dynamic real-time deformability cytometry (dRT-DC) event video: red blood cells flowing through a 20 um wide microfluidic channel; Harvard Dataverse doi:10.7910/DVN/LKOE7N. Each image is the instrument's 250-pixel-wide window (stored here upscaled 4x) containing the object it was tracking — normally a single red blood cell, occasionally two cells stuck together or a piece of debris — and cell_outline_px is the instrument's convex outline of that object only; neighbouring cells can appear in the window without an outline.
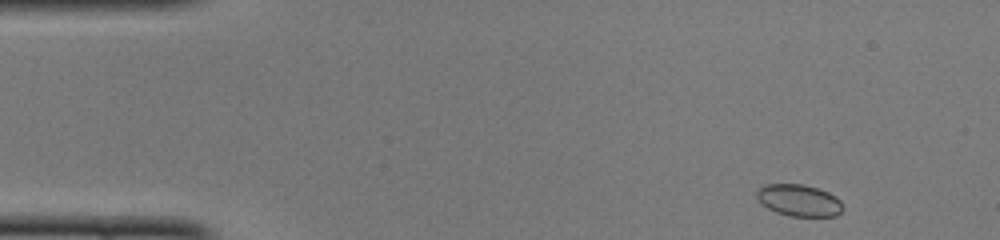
{"species": "common noctule bat (a hibernating species)", "species_latin": "Nyctalus noctula", "temperature_condition": "cold", "stored_images_in_passage": 45, "camera_frame_rate_fps": 3000, "um_per_image_px": 0.085, "animal": {"sex": "female", "body_mass_g": 22.0, "forearm_length_mm": 56.7}, "frame": {"image": 1, "passage_image": 1, "time_ms": 0.0, "image_size_px": [1000, 240], "cell_outline_px": [[844, 208], [836, 216], [788, 216], [776, 212], [760, 204], [756, 196], [756, 192], [764, 184], [804, 184], [828, 192], [836, 196], [840, 200]], "centroid_in_image_um": [67.9, 17.03], "position_along_channel_um": 17.1, "area_um2": 16.07}}
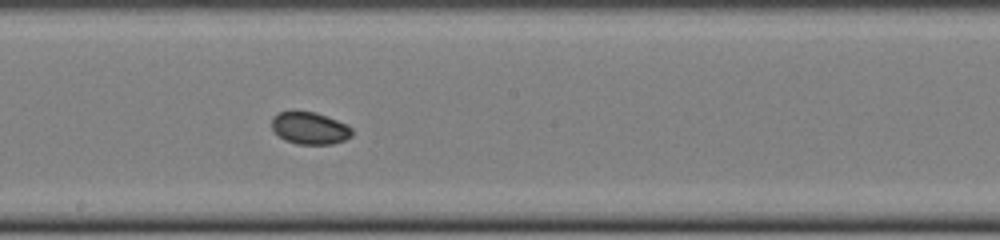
{"frame": {"image": 2, "passage_image": 23, "time_ms": 7.333, "image_size_px": [1000, 240], "cell_outline_px": [[352, 136], [344, 140], [332, 144], [296, 144], [284, 140], [272, 128], [272, 116], [280, 112], [292, 108], [316, 112], [348, 124], [352, 128]], "centroid_in_image_um": [26.32, 10.85], "position_along_channel_um": 221.9, "area_um2": 15.55}}
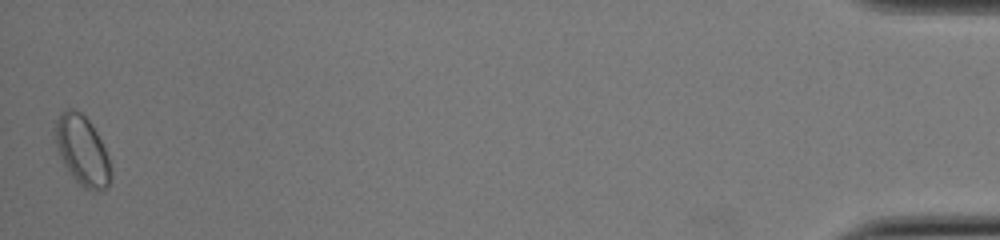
{"frame": {"image": 3, "passage_image": 45, "time_ms": 14.667, "image_size_px": [1000, 240], "cell_outline_px": [[112, 176], [108, 188], [96, 192], [84, 188], [72, 176], [64, 164], [60, 156], [56, 144], [56, 120], [68, 108], [72, 108], [80, 112], [92, 124], [108, 156], [112, 172]], "centroid_in_image_um": [7.03, 12.85], "position_along_channel_um": 428.2, "area_um2": 22.25}, "authors_computed_cell_mechanics": {"area_um2": 15.5482, "velocity_mm_per_s": 4.0677, "shape_relaxation_time_tau1_ms": 3.2897, "shape_relaxation_time_tau2_ms": 2.305, "deformation_change_tau1": 0.0573, "deformation_change_tau2": 0.0245}}